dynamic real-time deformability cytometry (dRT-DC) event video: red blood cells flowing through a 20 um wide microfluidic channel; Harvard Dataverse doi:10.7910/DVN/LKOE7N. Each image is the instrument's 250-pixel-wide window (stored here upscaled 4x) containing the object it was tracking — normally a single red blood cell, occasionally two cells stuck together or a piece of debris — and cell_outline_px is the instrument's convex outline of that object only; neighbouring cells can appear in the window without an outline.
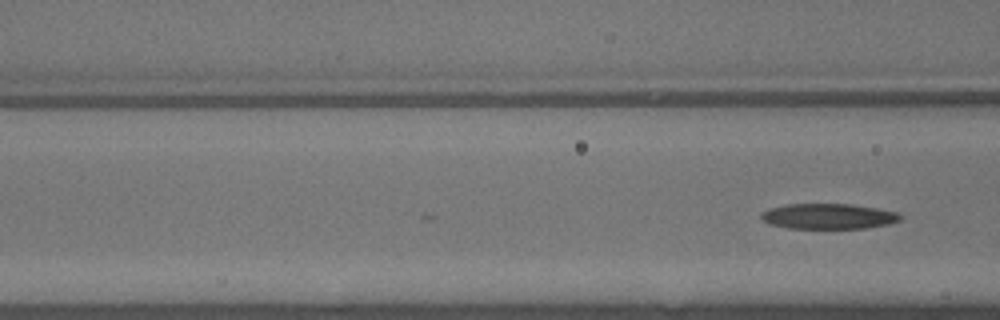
{"species": "common noctule bat (a hibernating species)", "species_latin": "Nyctalus noctula", "temperature_condition": "warm", "stored_images_in_passage": 15, "camera_frame_rate_fps": 3000, "um_per_image_px": 0.085, "animal": {"sex": "male", "body_mass_g": 13.3}, "frame": {"image": 1, "passage_image": 15, "time_ms": 4.667, "image_size_px": [1000, 320], "cell_outline_px": [[904, 216], [900, 220], [888, 224], [864, 228], [788, 228], [772, 224], [760, 220], [760, 212], [768, 208], [788, 204], [852, 204], [900, 212]], "centroid_in_image_um": [70.42, 18.38], "position_along_channel_um": 96.2, "area_um2": 20.75}}